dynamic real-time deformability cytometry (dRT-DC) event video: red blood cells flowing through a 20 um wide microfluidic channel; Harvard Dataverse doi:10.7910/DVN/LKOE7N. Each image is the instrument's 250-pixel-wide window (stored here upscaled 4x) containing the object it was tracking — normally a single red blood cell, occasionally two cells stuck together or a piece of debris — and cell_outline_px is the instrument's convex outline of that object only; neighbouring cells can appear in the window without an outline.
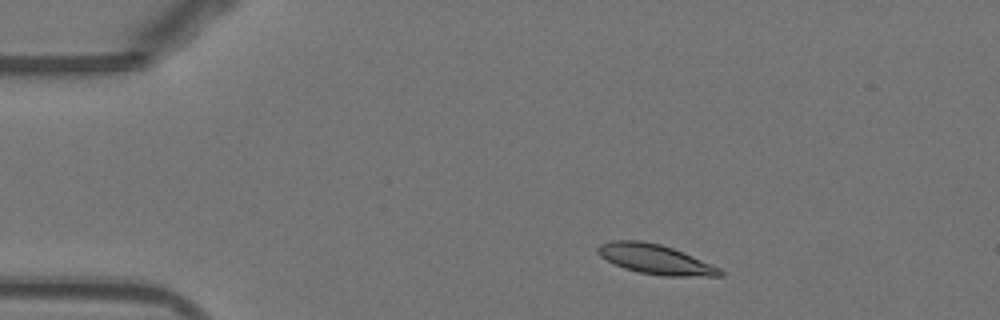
{"species": "Egyptian fruit bat (a non-hibernating species)", "species_latin": "Rousettus aegyptiacus", "temperature_condition": "warm", "stored_images_in_passage": 44, "camera_frame_rate_fps": 3000, "um_per_image_px": 0.085, "animal": {"sex": "female"}, "frame": {"image": 1, "passage_image": 1, "time_ms": 0.0, "image_size_px": [1000, 320], "cell_outline_px": [[724, 276], [664, 276], [640, 272], [624, 268], [600, 256], [596, 252], [596, 248], [600, 244], [612, 240], [640, 240], [660, 244], [684, 252], [720, 268], [724, 272]], "centroid_in_image_um": [55.71, 22.03], "position_along_channel_um": 29.3, "area_um2": 21.1}}
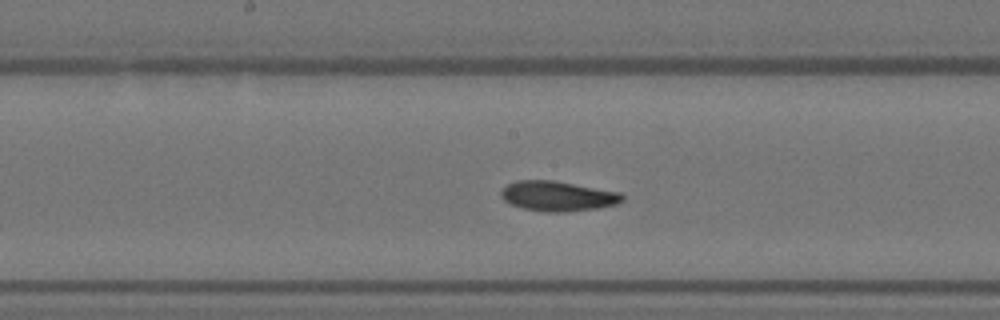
{"frame": {"image": 2, "passage_image": 19, "time_ms": 6.0, "image_size_px": [1000, 320], "cell_outline_px": [[624, 200], [616, 204], [600, 208], [564, 212], [544, 212], [520, 208], [504, 200], [500, 196], [500, 188], [516, 180], [552, 180], [620, 192], [624, 196]], "centroid_in_image_um": [47.38, 16.67], "position_along_channel_um": 200.8, "area_um2": 21.39}}
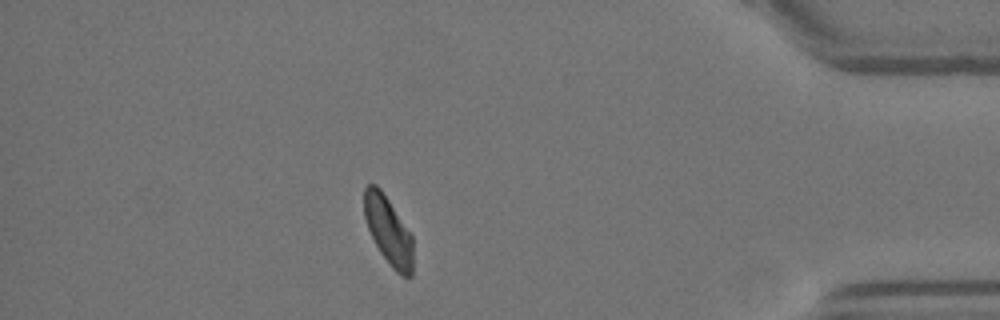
{"frame": {"image": 3, "passage_image": 38, "time_ms": 12.333, "image_size_px": [1000, 320], "cell_outline_px": [[412, 276], [400, 276], [392, 268], [380, 252], [368, 228], [364, 216], [364, 188], [368, 184], [376, 184], [380, 188], [412, 236]], "centroid_in_image_um": [32.99, 19.61], "position_along_channel_um": 402.2, "area_um2": 19.02}, "authors_computed_cell_mechanics": {"area_um2": 20.519, "velocity_mm_per_s": 3.8297, "shape_relaxation_time_tau1_ms": 3.6234, "shape_relaxation_time_tau2_ms": 2.5168, "deformation_change_tau1": 0.1528, "deformation_change_tau2": 0.0739}}